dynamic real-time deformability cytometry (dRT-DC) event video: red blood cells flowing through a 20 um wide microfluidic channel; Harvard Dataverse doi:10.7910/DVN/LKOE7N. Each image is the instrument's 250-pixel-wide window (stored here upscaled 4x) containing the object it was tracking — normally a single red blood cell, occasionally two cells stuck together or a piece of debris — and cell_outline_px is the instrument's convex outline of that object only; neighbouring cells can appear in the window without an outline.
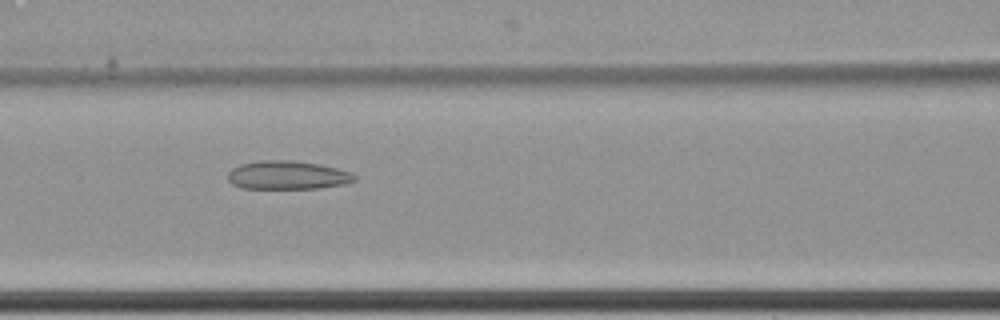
{"species": "common noctule bat (a hibernating species)", "species_latin": "Nyctalus noctula", "temperature_condition": "cold", "stored_images_in_passage": 62, "camera_frame_rate_fps": 3000, "um_per_image_px": 0.085, "animal": {"sex": "female", "body_mass_g": 22.7, "forearm_length_mm": 54.2}, "frame": {"image": 1, "passage_image": 29, "time_ms": 9.333, "image_size_px": [1000, 320], "cell_outline_px": [[356, 180], [344, 184], [320, 188], [240, 188], [232, 184], [228, 180], [228, 172], [232, 168], [240, 164], [260, 160], [292, 160], [320, 164], [352, 172], [356, 176]], "centroid_in_image_um": [24.43, 14.88], "position_along_channel_um": 142.2, "area_um2": 21.15}}
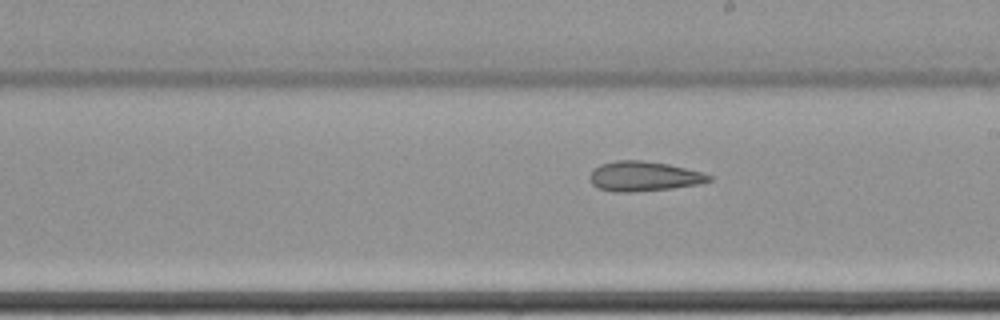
{"frame": {"image": 2, "passage_image": 37, "time_ms": 12.0, "image_size_px": [1000, 320], "cell_outline_px": [[712, 180], [700, 184], [672, 188], [636, 192], [616, 192], [596, 188], [592, 184], [588, 176], [592, 168], [600, 164], [616, 160], [640, 160], [668, 164], [700, 172], [712, 176]], "centroid_in_image_um": [54.66, 14.99], "position_along_channel_um": 234.3, "area_um2": 20.87}}
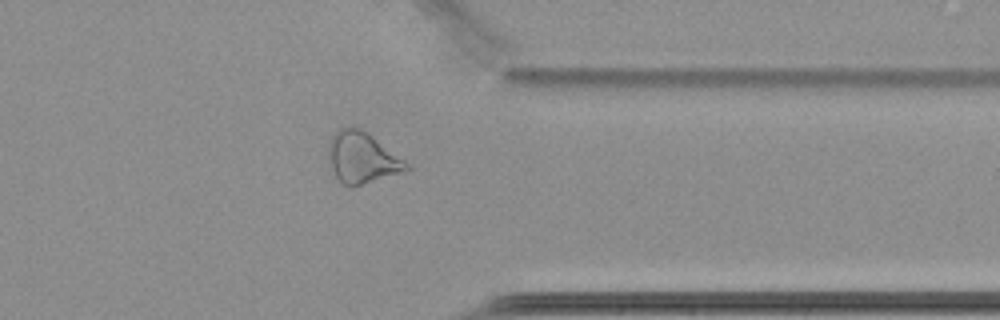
{"frame": {"image": 3, "passage_image": 50, "time_ms": 16.333, "image_size_px": [1000, 320], "cell_outline_px": [[412, 168], [408, 172], [352, 188], [344, 184], [336, 176], [332, 168], [328, 156], [328, 144], [332, 136], [340, 128], [348, 124], [360, 128], [368, 132], [404, 160]], "centroid_in_image_um": [30.81, 13.41], "position_along_channel_um": 380.6, "area_um2": 23.7}, "authors_computed_cell_mechanics": {"area_um2": 25.6343, "velocity_mm_per_s": 3.4601, "shape_relaxation_time_tau1_ms": null, "shape_relaxation_time_tau2_ms": 4.78, "deformation_change_tau1": null, "deformation_change_tau2": 0.1289}}